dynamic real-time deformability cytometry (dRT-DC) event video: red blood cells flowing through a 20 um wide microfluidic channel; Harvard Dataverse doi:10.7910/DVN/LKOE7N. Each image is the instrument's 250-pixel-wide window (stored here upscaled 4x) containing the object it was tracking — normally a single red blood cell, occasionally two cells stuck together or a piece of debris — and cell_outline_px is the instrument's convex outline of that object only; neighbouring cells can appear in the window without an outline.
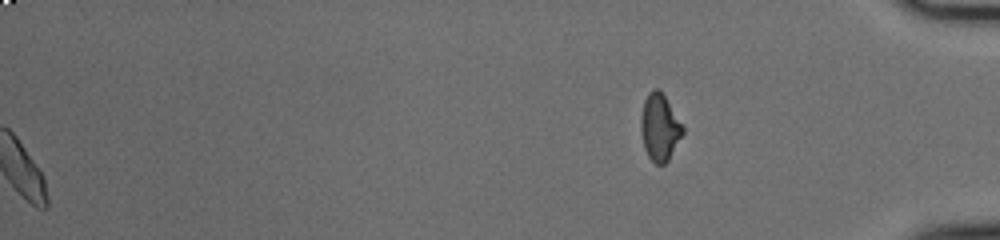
{"species": "common noctule bat (a hibernating species)", "species_latin": "Nyctalus noctula", "temperature_condition": "cold", "stored_images_in_passage": 49, "segment_of_instrument_passage": [2, 2], "camera_frame_rate_fps": 3000, "um_per_image_px": 0.085, "animal": {"sex": "male", "body_mass_g": 20.0, "forearm_length_mm": 53.3}, "frame": {"image": 1, "passage_image": 49, "time_ms": 16.0, "image_size_px": [1000, 240], "cell_outline_px": [[684, 132], [668, 160], [664, 164], [656, 164], [648, 156], [644, 148], [640, 128], [640, 116], [644, 100], [648, 92], [652, 88], [660, 88], [684, 128]], "centroid_in_image_um": [56.05, 10.79], "position_along_channel_um": 379.2, "area_um2": 16.36}}